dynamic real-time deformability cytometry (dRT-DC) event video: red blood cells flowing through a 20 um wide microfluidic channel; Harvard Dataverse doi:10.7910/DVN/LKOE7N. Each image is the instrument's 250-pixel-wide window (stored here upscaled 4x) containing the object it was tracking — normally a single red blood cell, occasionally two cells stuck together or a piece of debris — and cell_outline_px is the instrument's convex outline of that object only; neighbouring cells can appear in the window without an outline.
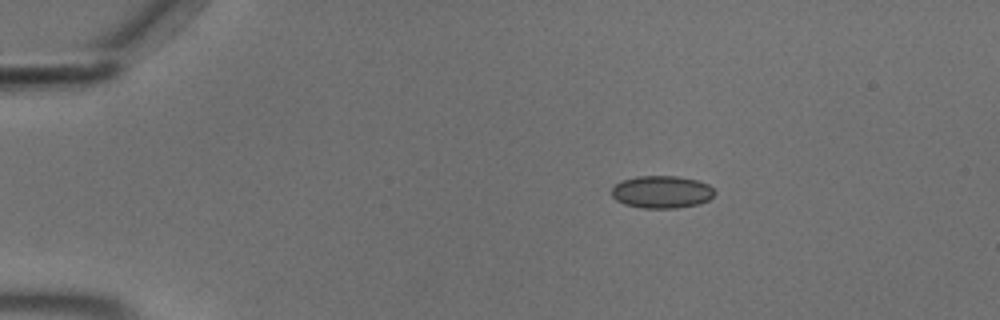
{"species": "common noctule bat (a hibernating species)", "species_latin": "Nyctalus noctula", "temperature_condition": "cold", "stored_images_in_passage": 46, "camera_frame_rate_fps": 3000, "um_per_image_px": 0.085, "animal": {"sex": "male", "body_mass_g": 18.8}, "frame": {"image": 1, "passage_image": 1, "time_ms": 0.0, "image_size_px": [1000, 320], "cell_outline_px": [[716, 192], [708, 200], [696, 204], [676, 208], [644, 208], [624, 204], [616, 200], [612, 196], [612, 188], [620, 180], [636, 176], [676, 176], [696, 180], [708, 184]], "centroid_in_image_um": [56.22, 16.31], "position_along_channel_um": 28.8, "area_um2": 19.42}}
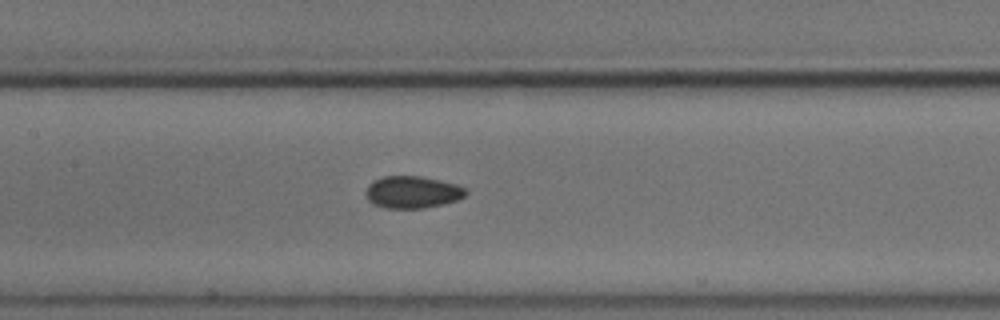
{"frame": {"image": 2, "passage_image": 18, "time_ms": 5.667, "image_size_px": [1000, 320], "cell_outline_px": [[468, 192], [464, 196], [456, 200], [444, 204], [424, 208], [384, 208], [372, 204], [368, 200], [364, 192], [368, 184], [372, 180], [384, 176], [420, 176], [440, 180], [456, 184], [464, 188]], "centroid_in_image_um": [35.0, 16.33], "position_along_channel_um": 172.4, "area_um2": 18.9}}
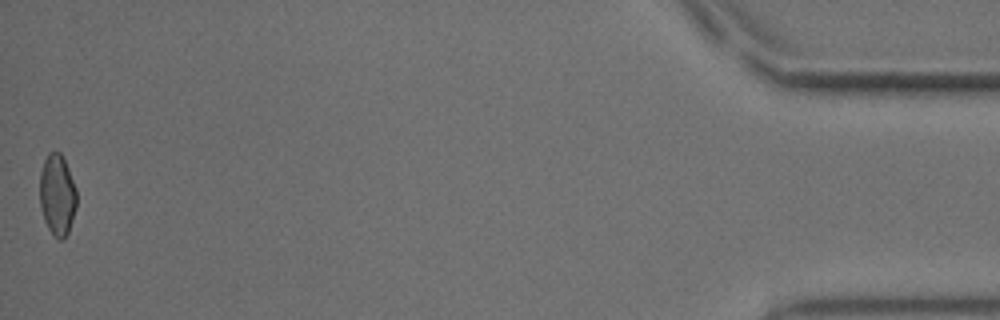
{"frame": {"image": 3, "passage_image": 46, "time_ms": 15.0, "image_size_px": [1000, 320], "cell_outline_px": [[76, 208], [68, 232], [60, 240], [48, 228], [44, 220], [40, 204], [40, 172], [44, 160], [48, 152], [60, 152], [68, 168], [76, 188]], "centroid_in_image_um": [4.86, 16.53], "position_along_channel_um": 430.3, "area_um2": 17.22}, "authors_computed_cell_mechanics": {"area_um2": 18.1781, "velocity_mm_per_s": 3.6908, "shape_relaxation_time_tau1_ms": null, "shape_relaxation_time_tau2_ms": 2.1032, "deformation_change_tau1": null, "deformation_change_tau2": 0.0565}}